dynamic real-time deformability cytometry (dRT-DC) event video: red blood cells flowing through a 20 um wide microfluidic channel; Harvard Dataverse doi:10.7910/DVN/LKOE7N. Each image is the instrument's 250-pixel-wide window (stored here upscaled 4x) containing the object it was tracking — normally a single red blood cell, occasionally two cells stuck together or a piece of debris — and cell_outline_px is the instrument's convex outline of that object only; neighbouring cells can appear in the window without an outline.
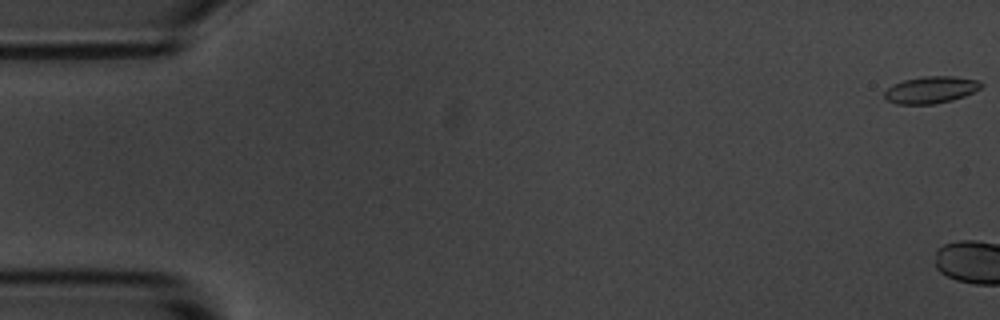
{"species": "common noctule bat (a hibernating species)", "species_latin": "Nyctalus noctula", "temperature_condition": "room temperature", "stored_images_in_passage": 7, "camera_frame_rate_fps": 3000, "um_per_image_px": 0.085, "animal": {"sex": "male", "body_mass_g": 20.1, "forearm_length_mm": 53.5}, "frame": {"image": 1, "passage_image": 1, "time_ms": 0.0, "image_size_px": [1000, 320], "cell_outline_px": [[984, 84], [980, 88], [964, 96], [952, 100], [936, 104], [896, 104], [888, 100], [884, 96], [884, 92], [892, 84], [904, 80], [924, 76], [952, 76], [980, 80]], "centroid_in_image_um": [79.13, 7.63], "position_along_channel_um": 5.9, "area_um2": 15.2}}